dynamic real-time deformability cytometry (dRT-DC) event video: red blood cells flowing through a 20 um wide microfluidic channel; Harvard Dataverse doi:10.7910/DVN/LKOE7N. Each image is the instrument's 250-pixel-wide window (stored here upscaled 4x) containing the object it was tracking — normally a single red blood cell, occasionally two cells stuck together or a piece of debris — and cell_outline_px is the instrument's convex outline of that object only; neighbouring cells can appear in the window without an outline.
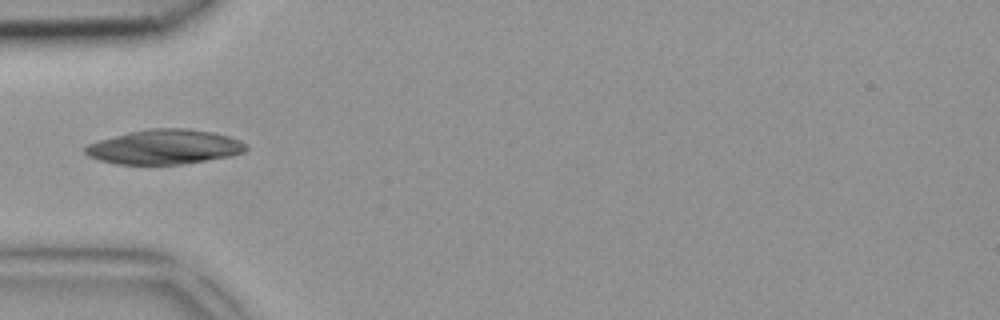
{"species": "common noctule bat (a hibernating species)", "species_latin": "Nyctalus noctula", "temperature_condition": "room temperature", "stored_images_in_passage": 3, "camera_frame_rate_fps": 3000, "um_per_image_px": 0.085, "animal": {"sex": "female", "body_mass_g": 18.4}, "frame": {"image": 1, "passage_image": 3, "time_ms": 0.667, "image_size_px": [1000, 320], "cell_outline_px": [[248, 148], [244, 152], [232, 156], [184, 164], [116, 164], [100, 160], [88, 156], [84, 152], [84, 148], [88, 144], [100, 140], [128, 132], [148, 128], [188, 128], [212, 132], [228, 136], [240, 140], [248, 144]], "centroid_in_image_um": [14.01, 12.49], "position_along_channel_um": 71.0, "area_um2": 32.6}}